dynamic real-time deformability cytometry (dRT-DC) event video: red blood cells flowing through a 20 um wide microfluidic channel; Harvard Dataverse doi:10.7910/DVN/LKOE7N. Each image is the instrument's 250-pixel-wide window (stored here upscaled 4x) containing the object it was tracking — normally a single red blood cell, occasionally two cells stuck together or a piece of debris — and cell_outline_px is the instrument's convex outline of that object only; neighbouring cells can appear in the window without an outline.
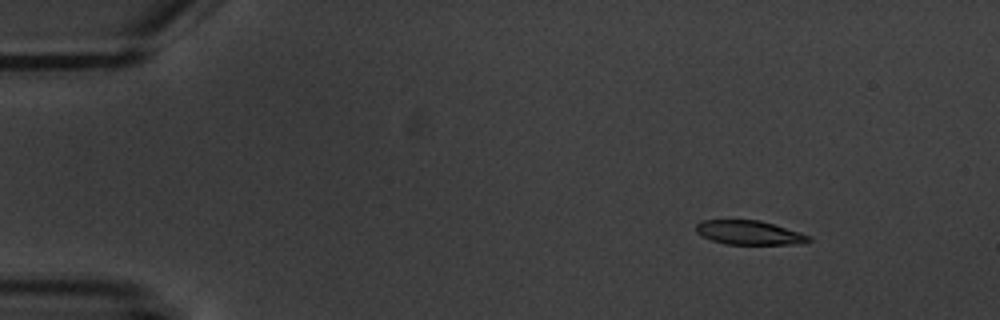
{"species": "common noctule bat (a hibernating species)", "species_latin": "Nyctalus noctula", "temperature_condition": "warm", "stored_images_in_passage": 6, "camera_frame_rate_fps": 3000, "um_per_image_px": 0.085, "animal": {"sex": "male", "body_mass_g": 20.1, "forearm_length_mm": 53.5}, "frame": {"image": 1, "passage_image": 2, "time_ms": 2.333, "image_size_px": [1000, 320], "cell_outline_px": [[812, 240], [804, 244], [724, 244], [700, 236], [696, 232], [696, 224], [700, 220], [760, 220], [800, 232], [812, 236]], "centroid_in_image_um": [63.69, 19.78], "position_along_channel_um": 21.3, "area_um2": 16.01}}
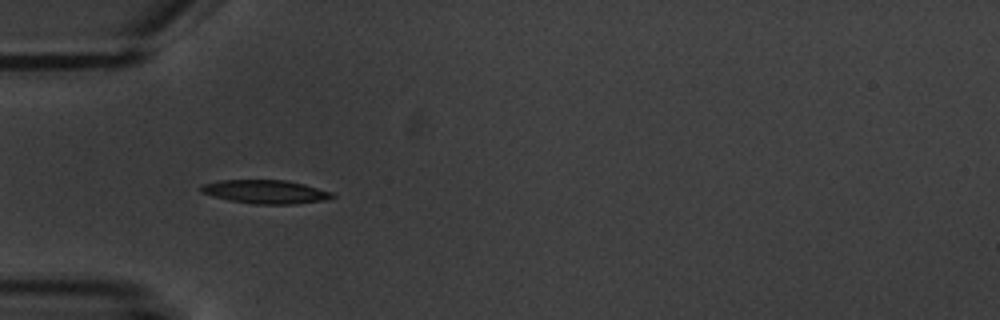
{"frame": {"image": 2, "passage_image": 5, "time_ms": 6.0, "image_size_px": [1000, 320], "cell_outline_px": [[336, 196], [324, 200], [292, 204], [256, 204], [228, 200], [212, 196], [200, 192], [200, 184], [220, 180], [288, 180], [304, 184], [332, 192]], "centroid_in_image_um": [22.53, 16.29], "position_along_channel_um": 62.5, "area_um2": 18.09}}